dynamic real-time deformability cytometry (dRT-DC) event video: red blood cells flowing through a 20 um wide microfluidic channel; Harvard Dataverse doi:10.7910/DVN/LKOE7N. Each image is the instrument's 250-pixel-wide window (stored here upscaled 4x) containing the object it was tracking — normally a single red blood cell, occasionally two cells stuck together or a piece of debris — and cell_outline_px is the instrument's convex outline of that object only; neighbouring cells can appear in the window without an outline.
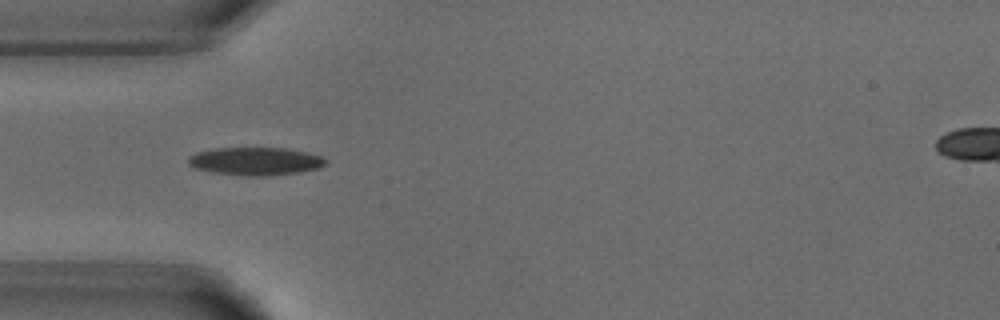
{"species": "common noctule bat (a hibernating species)", "species_latin": "Nyctalus noctula", "temperature_condition": "warm", "stored_images_in_passage": 5, "camera_frame_rate_fps": 3000, "um_per_image_px": 0.085, "animal": {"sex": "male", "body_mass_g": 18.8}, "frame": {"image": 1, "passage_image": 3, "time_ms": 3.333, "image_size_px": [1000, 320], "cell_outline_px": [[328, 164], [320, 168], [300, 172], [264, 176], [248, 176], [212, 172], [196, 168], [188, 164], [188, 156], [196, 152], [212, 148], [288, 148], [320, 156], [328, 160]], "centroid_in_image_um": [21.72, 13.7], "position_along_channel_um": 63.3, "area_um2": 22.48}}
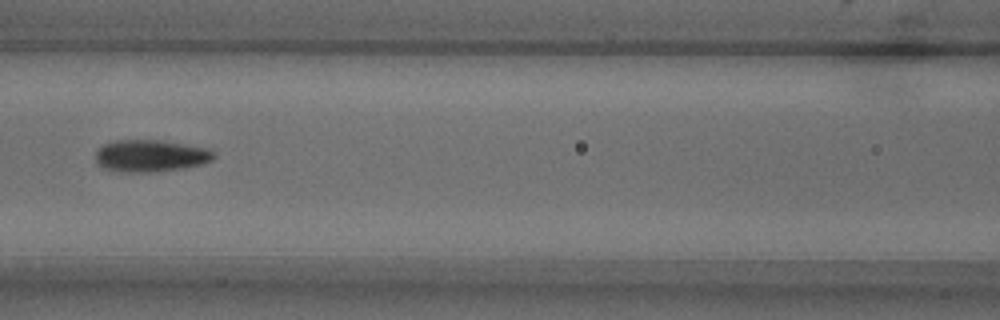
{"frame": {"image": 2, "passage_image": 5, "time_ms": 5.667, "image_size_px": [1000, 320], "cell_outline_px": [[216, 156], [212, 160], [204, 164], [184, 168], [156, 172], [124, 172], [104, 168], [96, 164], [96, 148], [112, 140], [160, 140], [208, 148], [216, 152]], "centroid_in_image_um": [12.81, 13.24], "position_along_channel_um": 153.8, "area_um2": 22.43}}